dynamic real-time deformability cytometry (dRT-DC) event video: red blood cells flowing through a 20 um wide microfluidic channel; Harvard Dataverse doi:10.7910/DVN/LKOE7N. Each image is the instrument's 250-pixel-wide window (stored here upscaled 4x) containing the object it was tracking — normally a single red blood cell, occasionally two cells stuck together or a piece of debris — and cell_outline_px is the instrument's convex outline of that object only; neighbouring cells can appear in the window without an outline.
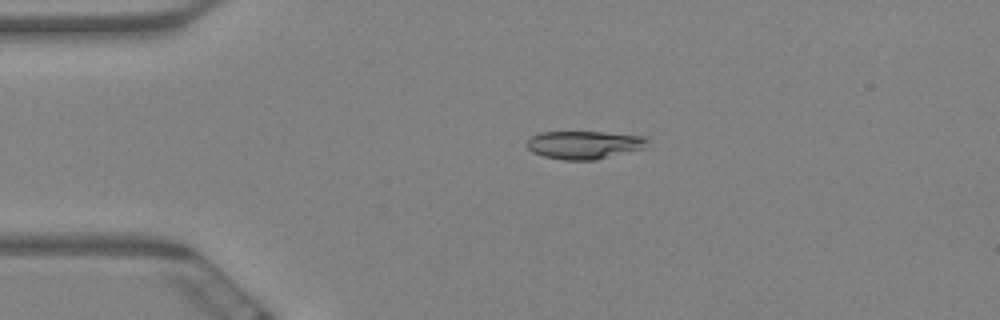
{"species": "Egyptian fruit bat (a non-hibernating species)", "species_latin": "Rousettus aegyptiacus", "temperature_condition": "warm", "stored_images_in_passage": 11, "camera_frame_rate_fps": 3000, "um_per_image_px": 0.085, "animal": {"sex": "female"}, "frame": {"image": 1, "passage_image": 3, "time_ms": 0.667, "image_size_px": [1000, 320], "cell_outline_px": [[648, 140], [644, 148], [596, 160], [564, 160], [544, 156], [532, 152], [524, 144], [532, 136], [540, 132], [604, 132], [644, 136]], "centroid_in_image_um": [49.63, 12.31], "position_along_channel_um": 35.4, "area_um2": 19.71}}
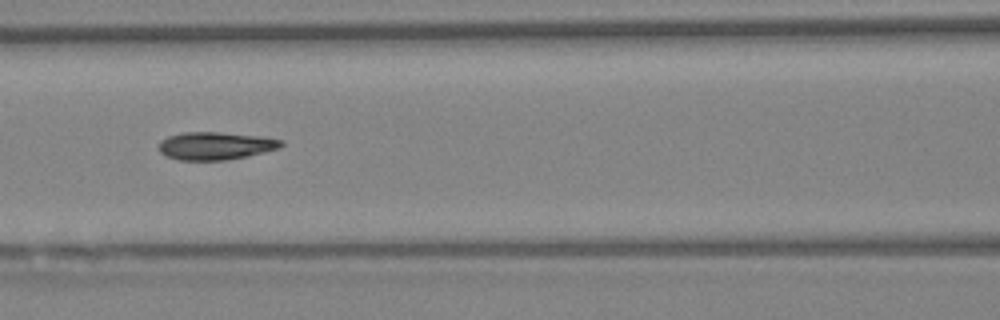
{"frame": {"image": 2, "passage_image": 7, "time_ms": 2.0, "image_size_px": [1000, 320], "cell_outline_px": [[284, 144], [280, 148], [248, 156], [224, 160], [180, 160], [168, 156], [160, 152], [160, 140], [168, 136], [184, 132], [220, 132], [264, 136], [284, 140]], "centroid_in_image_um": [18.37, 12.38], "position_along_channel_um": 148.2, "area_um2": 19.88}}
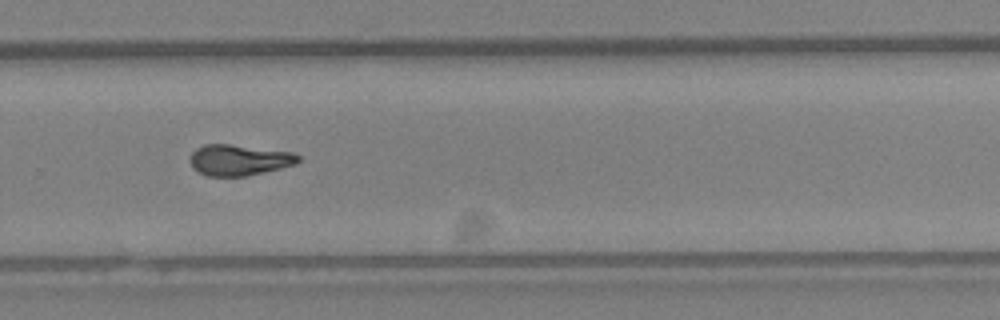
{"frame": {"image": 3, "passage_image": 11, "time_ms": 3.333, "image_size_px": [1000, 320], "cell_outline_px": [[300, 160], [296, 164], [264, 172], [244, 176], [208, 176], [192, 168], [192, 152], [196, 148], [204, 144], [228, 144], [292, 152], [300, 156]], "centroid_in_image_um": [20.34, 13.6], "position_along_channel_um": 309.5, "area_um2": 19.25}}